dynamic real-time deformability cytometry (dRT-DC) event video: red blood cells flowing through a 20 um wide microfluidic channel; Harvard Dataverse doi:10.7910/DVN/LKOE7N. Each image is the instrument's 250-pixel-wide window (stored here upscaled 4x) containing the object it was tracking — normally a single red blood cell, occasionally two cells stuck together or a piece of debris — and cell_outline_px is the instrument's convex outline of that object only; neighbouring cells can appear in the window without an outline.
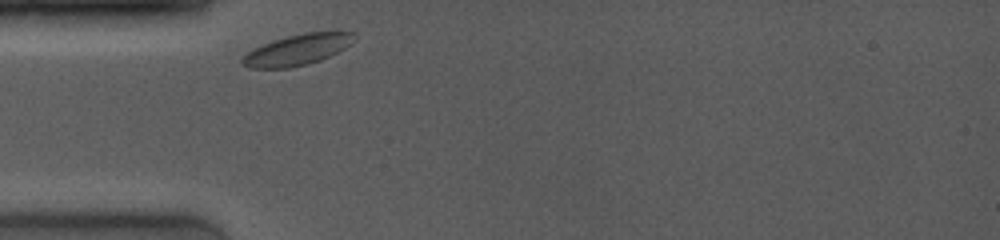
{"species": "common noctule bat (a hibernating species)", "species_latin": "Nyctalus noctula", "temperature_condition": "room temperature", "stored_images_in_passage": 38, "camera_frame_rate_fps": 4000, "um_per_image_px": 0.085, "animal": {"sex": "female", "body_mass_g": 19.0, "forearm_length_mm": 53.3}, "frame": {"image": 1, "passage_image": 1, "time_ms": 0.0, "image_size_px": [1000, 240], "cell_outline_px": [[356, 36], [344, 48], [320, 60], [288, 68], [252, 68], [244, 64], [240, 60], [252, 48], [288, 36], [304, 32], [356, 32]], "centroid_in_image_um": [25.26, 4.22], "position_along_channel_um": 59.7, "area_um2": 19.54}}
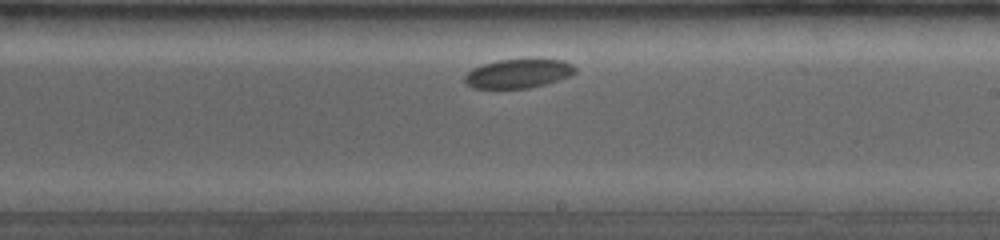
{"frame": {"image": 2, "passage_image": 16, "time_ms": 5.25, "image_size_px": [1000, 240], "cell_outline_px": [[576, 72], [572, 76], [544, 84], [528, 88], [472, 88], [464, 80], [464, 76], [472, 68], [480, 64], [496, 60], [564, 60], [572, 64], [576, 68]], "centroid_in_image_um": [44.04, 6.25], "position_along_channel_um": 245.0, "area_um2": 18.61}}
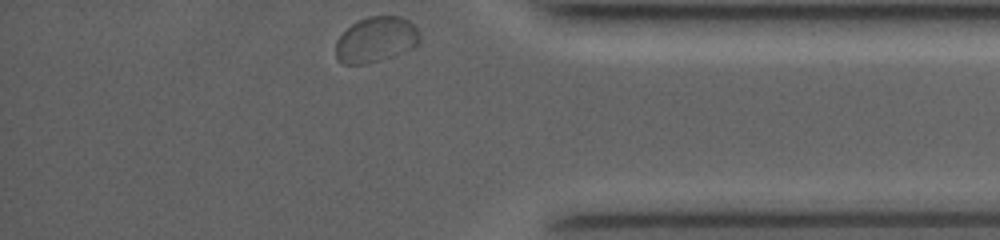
{"frame": {"image": 3, "passage_image": 38, "time_ms": 9.75, "image_size_px": [1000, 240], "cell_outline_px": [[420, 44], [412, 48], [392, 56], [380, 60], [364, 64], [344, 64], [336, 56], [336, 40], [352, 24], [368, 16], [400, 16], [408, 20], [420, 32]], "centroid_in_image_um": [31.98, 3.36], "position_along_channel_um": 403.2, "area_um2": 22.08}, "authors_computed_cell_mechanics": {"area_um2": 19.941, "velocity_mm_per_s": 3.6341, "shape_relaxation_time_tau1_ms": 0.7597, "shape_relaxation_time_tau2_ms": null, "deformation_change_tau1": 0.0283, "deformation_change_tau2": null}}